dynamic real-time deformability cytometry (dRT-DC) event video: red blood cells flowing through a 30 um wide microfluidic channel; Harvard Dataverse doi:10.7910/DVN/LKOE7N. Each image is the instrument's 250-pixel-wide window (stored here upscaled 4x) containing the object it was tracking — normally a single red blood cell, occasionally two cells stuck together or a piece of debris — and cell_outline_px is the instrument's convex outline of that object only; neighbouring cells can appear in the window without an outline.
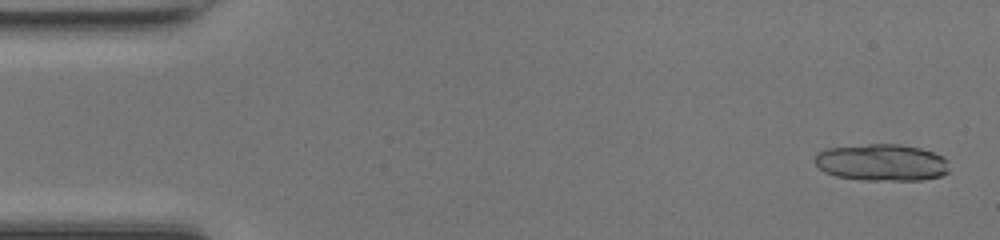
{"species": "common noctule bat (a hibernating species)", "species_latin": "Nyctalus noctula", "temperature_condition": "room temperature", "stored_images_in_passage": 20, "camera_frame_rate_fps": 3000, "um_per_image_px": 0.085, "animal": {"sex": "female", "body_mass_g": 17.0, "forearm_length_mm": 48.0}, "frame": {"image": 1, "passage_image": 2, "time_ms": 0.333, "image_size_px": [1000, 240], "cell_outline_px": [[948, 172], [940, 176], [924, 180], [860, 180], [836, 176], [824, 172], [812, 160], [816, 152], [828, 148], [868, 144], [900, 144], [920, 148], [932, 152], [948, 160]], "centroid_in_image_um": [74.91, 13.81], "position_along_channel_um": 10.1, "area_um2": 29.07}}
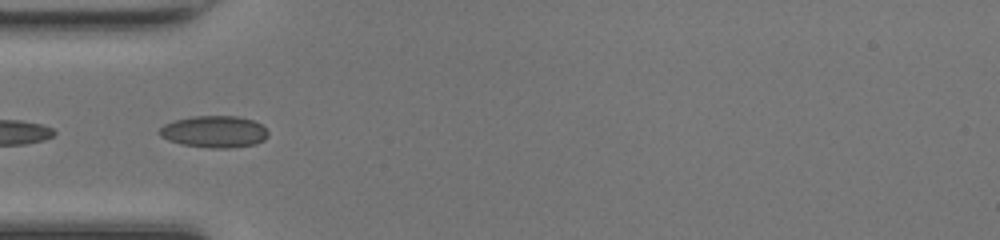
{"frame": {"image": 2, "passage_image": 16, "time_ms": 5.0, "image_size_px": [1000, 240], "cell_outline_px": [[268, 136], [264, 140], [256, 144], [228, 148], [208, 148], [180, 144], [168, 140], [160, 136], [156, 132], [164, 124], [172, 120], [192, 116], [236, 116], [252, 120], [260, 124], [268, 132]], "centroid_in_image_um": [18.16, 11.19], "position_along_channel_um": 66.8, "area_um2": 20.35}}